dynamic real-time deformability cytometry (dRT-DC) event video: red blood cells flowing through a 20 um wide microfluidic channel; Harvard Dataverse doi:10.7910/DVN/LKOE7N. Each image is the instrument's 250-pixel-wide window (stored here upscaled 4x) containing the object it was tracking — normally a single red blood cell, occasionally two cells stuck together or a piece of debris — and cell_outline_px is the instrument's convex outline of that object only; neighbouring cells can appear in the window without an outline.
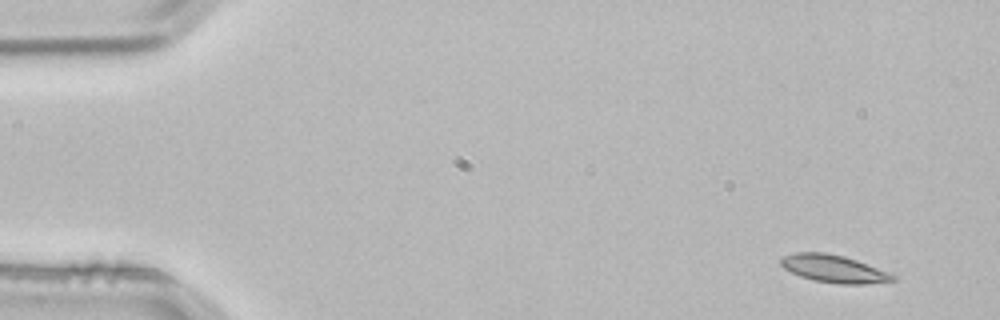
{"species": "common noctule bat (a hibernating species)", "species_latin": "Nyctalus noctula", "temperature_condition": "room temperature", "stored_images_in_passage": 4, "camera_frame_rate_fps": 3000, "um_per_image_px": 0.085, "animal": {"sex": "male", "body_mass_g": 21.5, "forearm_length_mm": 52.0}, "frame": {"image": 1, "passage_image": 1, "time_ms": 0.0, "image_size_px": [1000, 320], "cell_outline_px": [[896, 280], [864, 284], [840, 284], [816, 280], [800, 276], [784, 268], [780, 264], [780, 260], [784, 256], [796, 252], [824, 252], [844, 256], [856, 260], [896, 276]], "centroid_in_image_um": [70.84, 22.84], "position_along_channel_um": 14.2, "area_um2": 17.63}}